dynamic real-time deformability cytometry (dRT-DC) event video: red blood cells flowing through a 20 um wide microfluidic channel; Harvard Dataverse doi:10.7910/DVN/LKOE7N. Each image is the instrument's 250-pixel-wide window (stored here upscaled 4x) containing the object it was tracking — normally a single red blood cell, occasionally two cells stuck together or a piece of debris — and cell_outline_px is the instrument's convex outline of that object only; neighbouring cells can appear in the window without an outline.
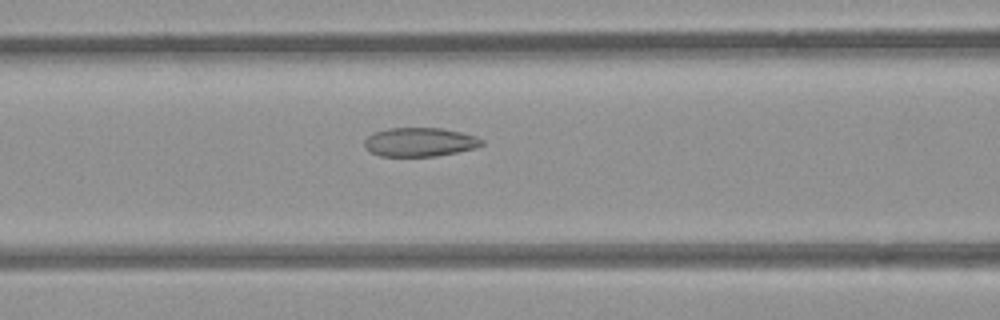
{"species": "common noctule bat (a hibernating species)", "species_latin": "Nyctalus noctula", "temperature_condition": "room temperature", "stored_images_in_passage": 53, "camera_frame_rate_fps": 3000, "um_per_image_px": 0.085, "animal": {"sex": "female", "body_mass_g": 21.9}, "frame": {"image": 1, "passage_image": 22, "time_ms": 7.0, "image_size_px": [1000, 320], "cell_outline_px": [[484, 144], [476, 148], [436, 156], [380, 156], [364, 148], [364, 140], [372, 132], [388, 128], [444, 128], [476, 136], [484, 140]], "centroid_in_image_um": [35.67, 12.07], "position_along_channel_um": 130.9, "area_um2": 19.88}}
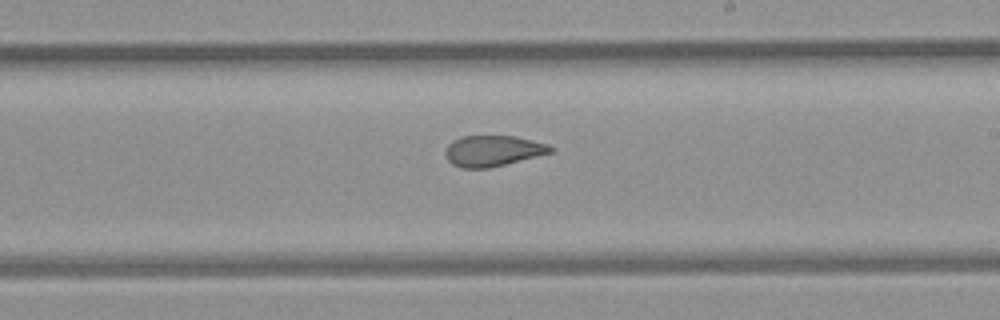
{"frame": {"image": 2, "passage_image": 31, "time_ms": 10.0, "image_size_px": [1000, 320], "cell_outline_px": [[556, 148], [552, 152], [488, 168], [460, 168], [452, 164], [448, 160], [444, 152], [448, 144], [452, 140], [460, 136], [516, 136], [548, 144]], "centroid_in_image_um": [41.87, 12.81], "position_along_channel_um": 247.1, "area_um2": 18.9}}
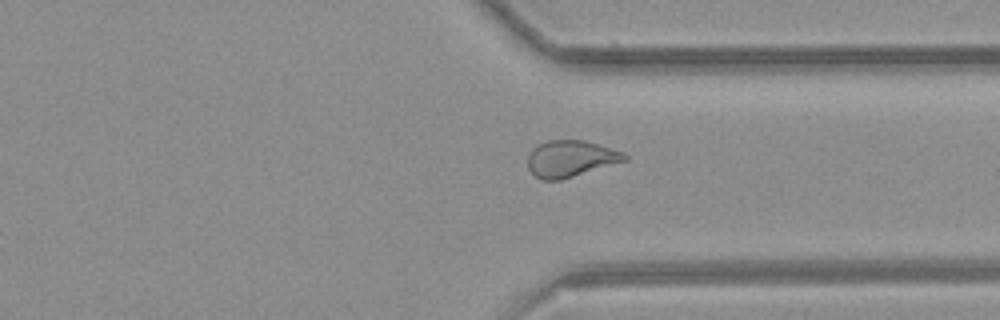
{"frame": {"image": 3, "passage_image": 40, "time_ms": 13.0, "image_size_px": [1000, 320], "cell_outline_px": [[628, 160], [560, 180], [540, 180], [528, 168], [528, 156], [532, 148], [536, 144], [548, 140], [584, 140], [624, 152], [628, 156]], "centroid_in_image_um": [48.49, 13.48], "position_along_channel_um": 362.9, "area_um2": 20.63}, "authors_computed_cell_mechanics": {"area_um2": 22.4264, "velocity_mm_per_s": 3.8687, "shape_relaxation_time_tau1_ms": null, "shape_relaxation_time_tau2_ms": 2.0068, "deformation_change_tau1": null, "deformation_change_tau2": 0.0907}}